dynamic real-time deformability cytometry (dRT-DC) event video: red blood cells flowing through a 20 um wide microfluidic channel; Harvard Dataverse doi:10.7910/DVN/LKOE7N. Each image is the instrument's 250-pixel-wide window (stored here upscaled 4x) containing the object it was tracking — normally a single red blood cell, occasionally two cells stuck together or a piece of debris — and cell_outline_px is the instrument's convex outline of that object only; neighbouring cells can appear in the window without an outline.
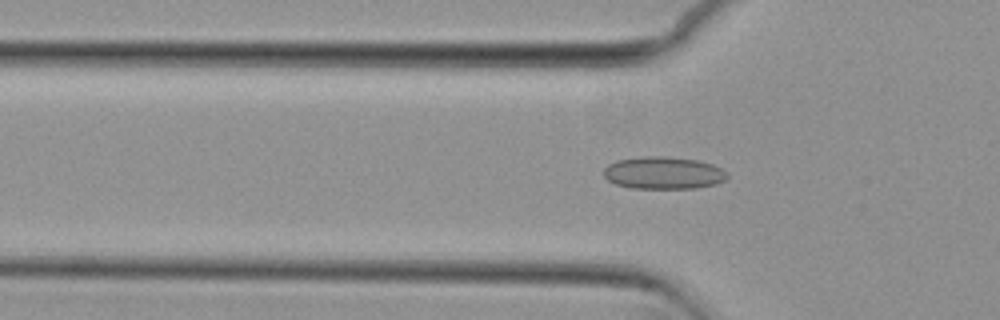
{"species": "common noctule bat (a hibernating species)", "species_latin": "Nyctalus noctula", "temperature_condition": "cold", "stored_images_in_passage": 54, "camera_frame_rate_fps": 3000, "um_per_image_px": 0.085, "animal": {"sex": "female", "body_mass_g": 29.2, "forearm_length_mm": 56.3}, "frame": {"image": 1, "passage_image": 17, "time_ms": 5.333, "image_size_px": [1000, 320], "cell_outline_px": [[728, 176], [724, 180], [716, 184], [696, 188], [632, 188], [616, 184], [608, 180], [604, 176], [604, 168], [608, 164], [616, 160], [644, 156], [664, 156], [696, 160], [712, 164], [720, 168]], "centroid_in_image_um": [56.36, 14.69], "position_along_channel_um": 69.4, "area_um2": 23.18}}
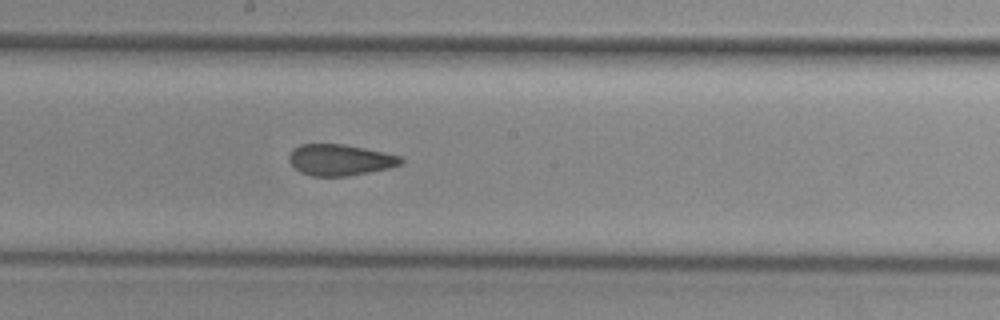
{"frame": {"image": 2, "passage_image": 29, "time_ms": 9.333, "image_size_px": [1000, 320], "cell_outline_px": [[404, 160], [400, 164], [388, 168], [348, 176], [312, 176], [300, 172], [288, 160], [288, 156], [292, 148], [300, 144], [344, 144], [384, 152], [400, 156]], "centroid_in_image_um": [28.86, 13.58], "position_along_channel_um": 219.3, "area_um2": 20.29}}
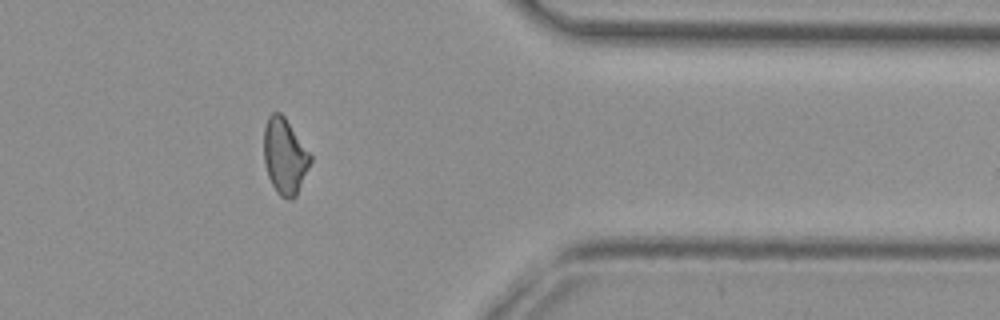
{"frame": {"image": 3, "passage_image": 44, "time_ms": 14.333, "image_size_px": [1000, 320], "cell_outline_px": [[312, 160], [296, 196], [292, 200], [288, 200], [280, 196], [276, 192], [268, 176], [264, 160], [264, 128], [268, 116], [272, 112], [280, 112], [284, 116], [312, 156]], "centroid_in_image_um": [24.2, 13.29], "position_along_channel_um": 387.2, "area_um2": 20.52}}